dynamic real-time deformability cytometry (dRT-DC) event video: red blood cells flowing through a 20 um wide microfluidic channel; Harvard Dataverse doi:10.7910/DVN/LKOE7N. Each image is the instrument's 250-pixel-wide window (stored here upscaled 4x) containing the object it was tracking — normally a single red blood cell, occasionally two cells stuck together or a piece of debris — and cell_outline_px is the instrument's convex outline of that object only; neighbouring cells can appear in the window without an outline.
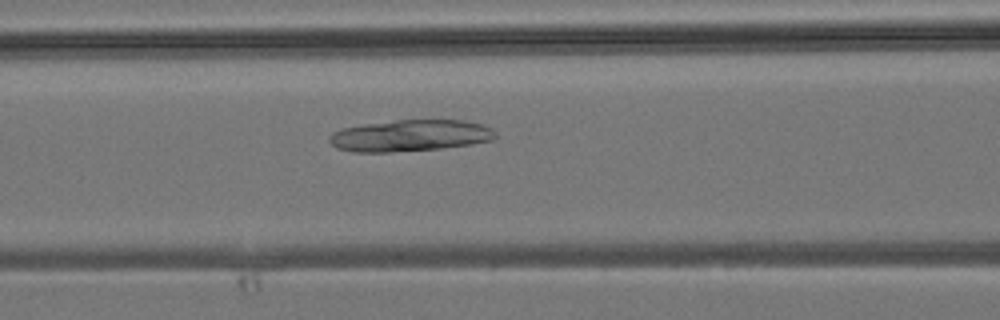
{"species": "common noctule bat (a hibernating species)", "species_latin": "Nyctalus noctula", "temperature_condition": "room temperature", "stored_images_in_passage": 16, "camera_frame_rate_fps": 3000, "um_per_image_px": 0.085, "animal": {"sex": "male", "body_mass_g": 19.2, "forearm_length_mm": 51.8}, "frame": {"image": 1, "passage_image": 8, "time_ms": 2.333, "image_size_px": [1000, 320], "cell_outline_px": [[496, 136], [492, 140], [472, 144], [440, 148], [392, 152], [352, 152], [336, 148], [328, 140], [328, 136], [332, 132], [340, 128], [364, 124], [396, 120], [464, 120], [480, 124], [492, 128], [496, 132]], "centroid_in_image_um": [34.82, 11.52], "position_along_channel_um": 131.8, "area_um2": 30.69}}
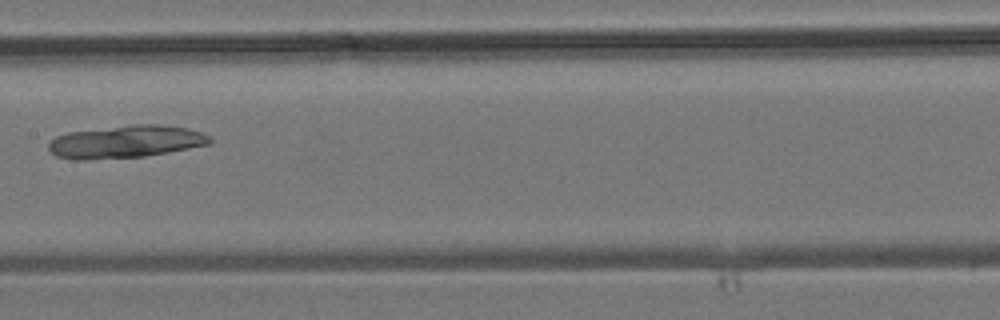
{"frame": {"image": 2, "passage_image": 12, "time_ms": 3.667, "image_size_px": [1000, 320], "cell_outline_px": [[212, 140], [208, 144], [168, 152], [144, 156], [88, 160], [76, 160], [56, 156], [48, 148], [48, 144], [56, 136], [68, 132], [132, 124], [160, 124], [188, 128], [204, 132]], "centroid_in_image_um": [10.68, 12.04], "position_along_channel_um": 196.7, "area_um2": 30.63}}
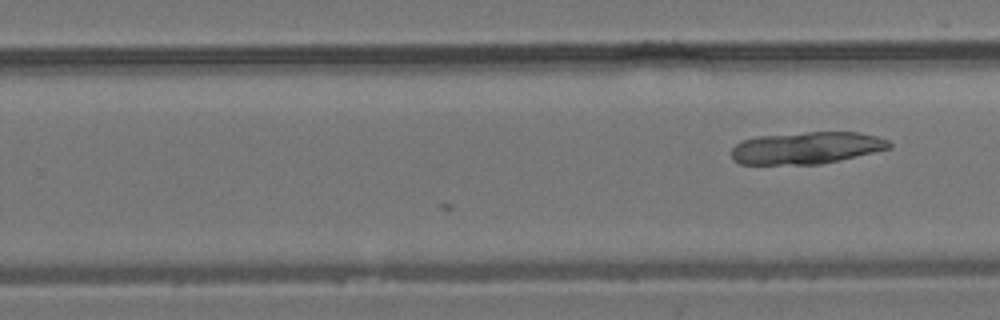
{"frame": {"image": 3, "passage_image": 16, "time_ms": 5.0, "image_size_px": [1000, 320], "cell_outline_px": [[892, 148], [840, 160], [820, 164], [740, 164], [732, 160], [732, 148], [740, 140], [756, 136], [808, 132], [856, 132], [876, 136], [888, 140], [892, 144]], "centroid_in_image_um": [68.54, 12.57], "position_along_channel_um": 261.3, "area_um2": 29.59}}